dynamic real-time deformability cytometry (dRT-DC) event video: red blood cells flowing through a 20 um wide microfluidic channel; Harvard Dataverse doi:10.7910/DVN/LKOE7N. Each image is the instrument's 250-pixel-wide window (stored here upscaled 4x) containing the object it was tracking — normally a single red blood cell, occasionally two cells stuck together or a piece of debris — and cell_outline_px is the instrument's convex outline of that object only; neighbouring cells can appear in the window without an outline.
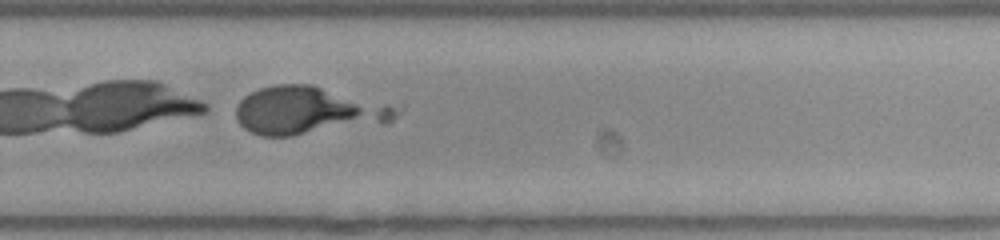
{"species": "human", "species_latin": "Homo sapiens", "temperature_condition": "room temperature", "stored_images_in_passage": 50, "camera_frame_rate_fps": 3000, "um_per_image_px": 0.085, "donor": {"sex": "female"}, "frame": {"image": 1, "passage_image": 36, "time_ms": 11.667, "image_size_px": [1000, 240], "cell_outline_px": [[404, 104], [396, 116], [388, 124], [292, 136], [260, 136], [244, 128], [236, 120], [236, 108], [240, 100], [244, 96], [260, 88], [276, 84], [312, 84], [404, 100]], "centroid_in_image_um": [26.53, 9.35], "position_along_channel_um": 303.3, "area_um2": 47.92}}